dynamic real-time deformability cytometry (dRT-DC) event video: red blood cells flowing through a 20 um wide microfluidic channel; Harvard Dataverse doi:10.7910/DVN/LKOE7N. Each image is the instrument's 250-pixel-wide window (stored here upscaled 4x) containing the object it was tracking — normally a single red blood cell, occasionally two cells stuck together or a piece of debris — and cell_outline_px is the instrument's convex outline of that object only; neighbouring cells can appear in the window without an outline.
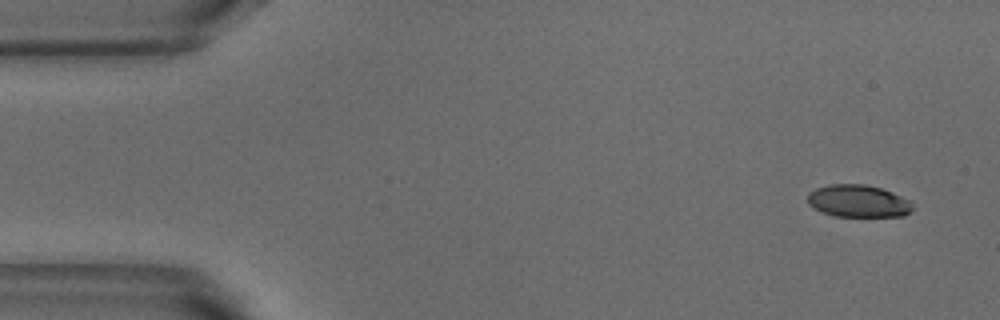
{"species": "common noctule bat (a hibernating species)", "species_latin": "Nyctalus noctula", "temperature_condition": "warm", "stored_images_in_passage": 4, "camera_frame_rate_fps": 3000, "um_per_image_px": 0.085, "animal": {"sex": "male", "body_mass_g": 18.8}, "frame": {"image": 1, "passage_image": 1, "time_ms": 0.0, "image_size_px": [1000, 320], "cell_outline_px": [[916, 208], [912, 212], [904, 216], [832, 216], [808, 204], [808, 192], [816, 188], [832, 184], [864, 184], [880, 188], [892, 192], [908, 200]], "centroid_in_image_um": [72.98, 17.09], "position_along_channel_um": 12.0, "area_um2": 19.77}}
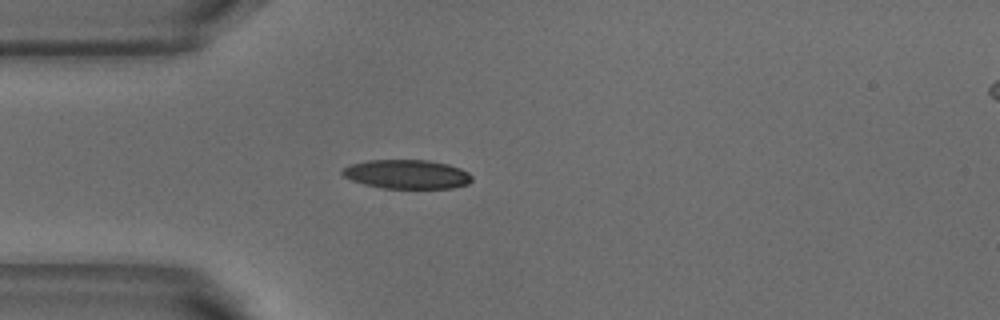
{"frame": {"image": 2, "passage_image": 4, "time_ms": 1.0, "image_size_px": [1000, 320], "cell_outline_px": [[472, 180], [468, 184], [452, 188], [384, 188], [364, 184], [352, 180], [344, 176], [340, 172], [344, 168], [352, 164], [368, 160], [428, 160], [448, 164], [460, 168], [468, 172], [472, 176]], "centroid_in_image_um": [34.61, 14.81], "position_along_channel_um": 50.4, "area_um2": 21.85}}